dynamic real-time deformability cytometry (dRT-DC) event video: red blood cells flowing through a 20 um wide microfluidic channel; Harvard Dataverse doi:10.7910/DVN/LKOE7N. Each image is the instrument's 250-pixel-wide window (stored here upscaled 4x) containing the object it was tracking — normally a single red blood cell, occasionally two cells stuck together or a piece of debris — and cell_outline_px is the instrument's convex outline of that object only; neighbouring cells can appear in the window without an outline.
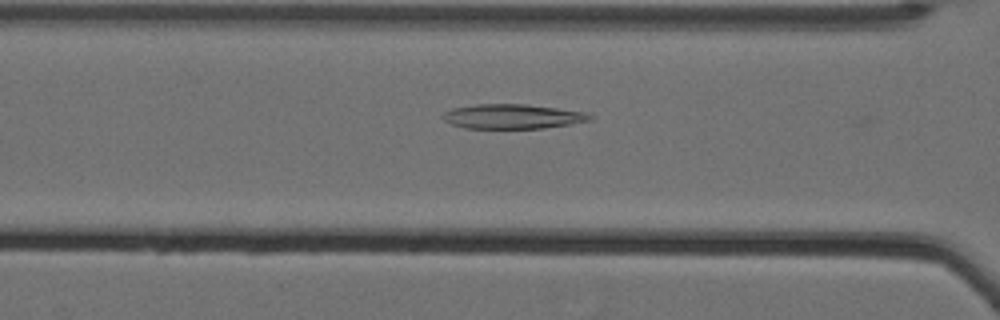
{"species": "Egyptian fruit bat (a non-hibernating species)", "species_latin": "Rousettus aegyptiacus", "temperature_condition": "cold", "stored_images_in_passage": 62, "camera_frame_rate_fps": 3000, "um_per_image_px": 0.085, "animal": {"sex": "female"}, "frame": {"image": 1, "passage_image": 30, "time_ms": 9.667, "image_size_px": [1000, 320], "cell_outline_px": [[592, 120], [544, 128], [464, 128], [452, 124], [444, 120], [440, 116], [444, 112], [452, 108], [476, 104], [524, 104], [556, 108], [584, 112], [592, 116]], "centroid_in_image_um": [43.51, 9.9], "position_along_channel_um": 123.1, "area_um2": 20.92}}
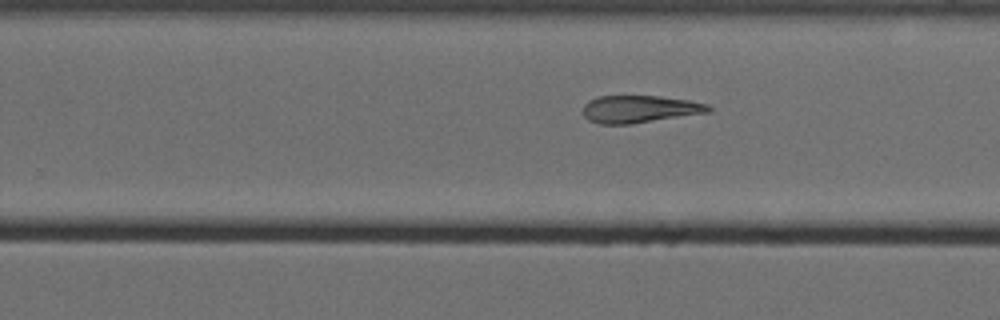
{"frame": {"image": 2, "passage_image": 43, "time_ms": 14.0, "image_size_px": [1000, 320], "cell_outline_px": [[712, 108], [708, 112], [632, 124], [600, 124], [588, 120], [584, 116], [584, 104], [588, 100], [600, 96], [660, 96], [688, 100], [708, 104]], "centroid_in_image_um": [54.34, 9.27], "position_along_channel_um": 275.5, "area_um2": 19.94}}
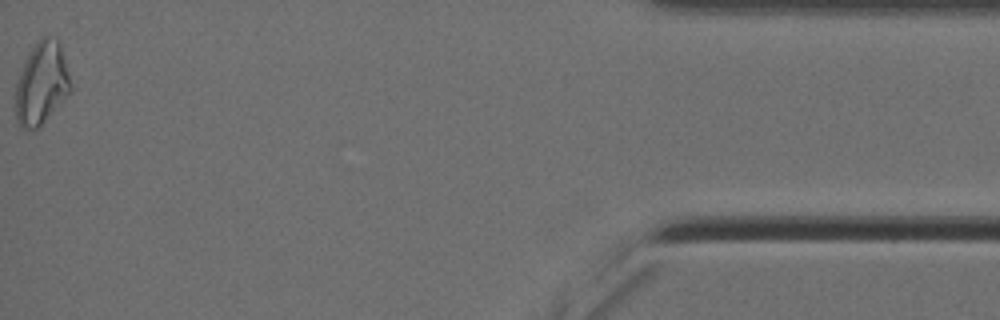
{"frame": {"image": 3, "passage_image": 62, "time_ms": 20.333, "image_size_px": [1000, 320], "cell_outline_px": [[72, 88], [40, 124], [32, 132], [28, 132], [20, 128], [16, 120], [16, 84], [20, 72], [32, 48], [40, 36], [48, 36], [56, 40], [60, 44], [72, 84]], "centroid_in_image_um": [3.51, 7.1], "position_along_channel_um": 431.7, "area_um2": 25.89}}